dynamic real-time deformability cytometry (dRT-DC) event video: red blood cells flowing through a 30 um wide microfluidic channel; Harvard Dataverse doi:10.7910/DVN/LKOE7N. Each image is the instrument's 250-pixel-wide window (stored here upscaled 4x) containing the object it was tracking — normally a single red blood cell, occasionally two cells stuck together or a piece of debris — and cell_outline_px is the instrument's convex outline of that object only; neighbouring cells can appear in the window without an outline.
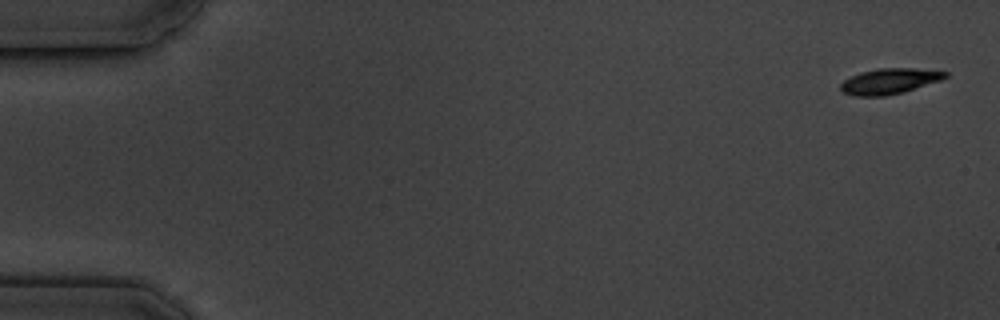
{"species": "common noctule bat (a hibernating species)", "species_latin": "Nyctalus noctula", "temperature_condition": "cold", "stored_images_in_passage": 9, "camera_frame_rate_fps": 3000, "um_per_image_px": 0.085, "animal": {"sex": "male", "body_mass_g": 19.5, "forearm_length_mm": 54.6}, "frame": {"image": 1, "passage_image": 1, "time_ms": 0.0, "image_size_px": [1000, 320], "cell_outline_px": [[948, 76], [940, 80], [904, 92], [884, 96], [852, 96], [840, 92], [840, 84], [844, 80], [860, 72], [880, 68], [916, 68], [948, 72]], "centroid_in_image_um": [75.57, 6.91], "position_along_channel_um": 9.4, "area_um2": 15.66}}
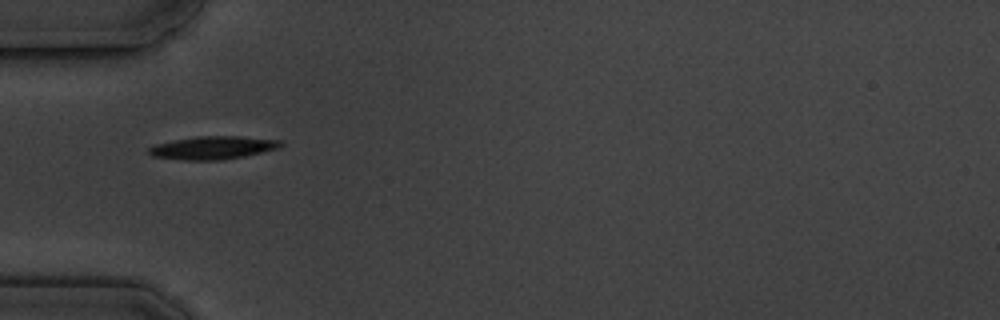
{"frame": {"image": 2, "passage_image": 6, "time_ms": 5.667, "image_size_px": [1000, 320], "cell_outline_px": [[284, 144], [280, 148], [244, 156], [220, 160], [184, 160], [152, 156], [148, 152], [148, 148], [156, 144], [196, 136], [240, 136], [284, 140]], "centroid_in_image_um": [18.16, 12.55], "position_along_channel_um": 66.8, "area_um2": 17.74}}
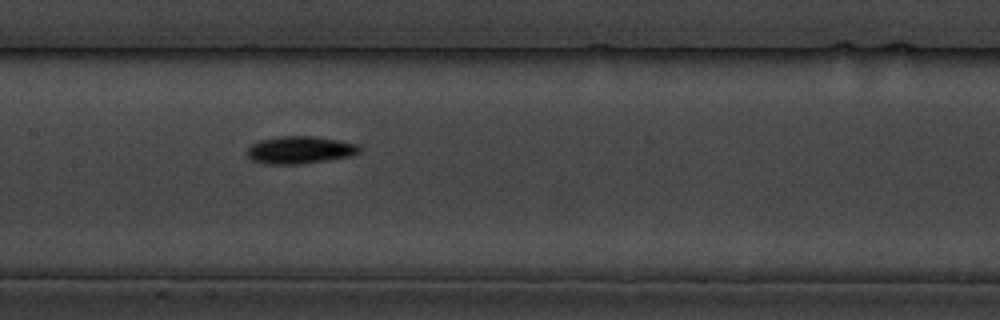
{"frame": {"image": 3, "passage_image": 9, "time_ms": 9.0, "image_size_px": [1000, 320], "cell_outline_px": [[360, 152], [352, 156], [300, 164], [264, 164], [252, 160], [244, 152], [252, 144], [260, 140], [280, 136], [316, 136], [356, 144], [360, 148]], "centroid_in_image_um": [25.45, 12.75], "position_along_channel_um": 181.9, "area_um2": 17.98}}